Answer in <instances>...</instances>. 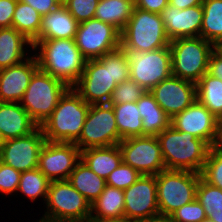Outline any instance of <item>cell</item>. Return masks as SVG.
<instances>
[{"mask_svg":"<svg viewBox=\"0 0 222 222\" xmlns=\"http://www.w3.org/2000/svg\"><path fill=\"white\" fill-rule=\"evenodd\" d=\"M129 59L121 48L97 59H88L72 87L87 104H108L113 90L129 79Z\"/></svg>","mask_w":222,"mask_h":222,"instance_id":"6da1fadb","label":"cell"},{"mask_svg":"<svg viewBox=\"0 0 222 222\" xmlns=\"http://www.w3.org/2000/svg\"><path fill=\"white\" fill-rule=\"evenodd\" d=\"M40 48V49H39ZM38 67L54 78L73 87L82 75L87 59L76 46L75 39L37 40L32 47Z\"/></svg>","mask_w":222,"mask_h":222,"instance_id":"7a4b0ae2","label":"cell"},{"mask_svg":"<svg viewBox=\"0 0 222 222\" xmlns=\"http://www.w3.org/2000/svg\"><path fill=\"white\" fill-rule=\"evenodd\" d=\"M166 169L201 173L211 146L169 126L157 136Z\"/></svg>","mask_w":222,"mask_h":222,"instance_id":"3957f363","label":"cell"},{"mask_svg":"<svg viewBox=\"0 0 222 222\" xmlns=\"http://www.w3.org/2000/svg\"><path fill=\"white\" fill-rule=\"evenodd\" d=\"M90 104L70 87L52 114L40 125L48 142L74 143L80 136Z\"/></svg>","mask_w":222,"mask_h":222,"instance_id":"277c9868","label":"cell"},{"mask_svg":"<svg viewBox=\"0 0 222 222\" xmlns=\"http://www.w3.org/2000/svg\"><path fill=\"white\" fill-rule=\"evenodd\" d=\"M170 44L161 15L134 7L125 28L120 32V48L148 52Z\"/></svg>","mask_w":222,"mask_h":222,"instance_id":"5b68a950","label":"cell"},{"mask_svg":"<svg viewBox=\"0 0 222 222\" xmlns=\"http://www.w3.org/2000/svg\"><path fill=\"white\" fill-rule=\"evenodd\" d=\"M172 75L197 84L208 72L209 58L216 48L200 36L170 41Z\"/></svg>","mask_w":222,"mask_h":222,"instance_id":"8992f818","label":"cell"},{"mask_svg":"<svg viewBox=\"0 0 222 222\" xmlns=\"http://www.w3.org/2000/svg\"><path fill=\"white\" fill-rule=\"evenodd\" d=\"M69 88L65 82L38 69L19 103L40 126L52 114Z\"/></svg>","mask_w":222,"mask_h":222,"instance_id":"52a82bcc","label":"cell"},{"mask_svg":"<svg viewBox=\"0 0 222 222\" xmlns=\"http://www.w3.org/2000/svg\"><path fill=\"white\" fill-rule=\"evenodd\" d=\"M47 211L42 222L88 221L91 204L68 180L51 181L46 198Z\"/></svg>","mask_w":222,"mask_h":222,"instance_id":"ba28073f","label":"cell"},{"mask_svg":"<svg viewBox=\"0 0 222 222\" xmlns=\"http://www.w3.org/2000/svg\"><path fill=\"white\" fill-rule=\"evenodd\" d=\"M200 173L165 169L156 175L159 213L171 215L196 198Z\"/></svg>","mask_w":222,"mask_h":222,"instance_id":"9c48e42d","label":"cell"},{"mask_svg":"<svg viewBox=\"0 0 222 222\" xmlns=\"http://www.w3.org/2000/svg\"><path fill=\"white\" fill-rule=\"evenodd\" d=\"M120 141L112 105L91 104L75 145L82 151L87 148L118 145Z\"/></svg>","mask_w":222,"mask_h":222,"instance_id":"30bf717a","label":"cell"},{"mask_svg":"<svg viewBox=\"0 0 222 222\" xmlns=\"http://www.w3.org/2000/svg\"><path fill=\"white\" fill-rule=\"evenodd\" d=\"M124 51L129 59V79L137 82L146 91L172 76L169 46L148 52Z\"/></svg>","mask_w":222,"mask_h":222,"instance_id":"8fae6325","label":"cell"},{"mask_svg":"<svg viewBox=\"0 0 222 222\" xmlns=\"http://www.w3.org/2000/svg\"><path fill=\"white\" fill-rule=\"evenodd\" d=\"M75 42L87 60L97 59L120 49V31L109 23L93 18L79 23Z\"/></svg>","mask_w":222,"mask_h":222,"instance_id":"7c38bea8","label":"cell"},{"mask_svg":"<svg viewBox=\"0 0 222 222\" xmlns=\"http://www.w3.org/2000/svg\"><path fill=\"white\" fill-rule=\"evenodd\" d=\"M122 162L141 175H157L165 170L161 148L156 136H138L119 142Z\"/></svg>","mask_w":222,"mask_h":222,"instance_id":"4fadbf2b","label":"cell"},{"mask_svg":"<svg viewBox=\"0 0 222 222\" xmlns=\"http://www.w3.org/2000/svg\"><path fill=\"white\" fill-rule=\"evenodd\" d=\"M45 142L40 126L28 135L4 140L0 148V161L21 173L36 169Z\"/></svg>","mask_w":222,"mask_h":222,"instance_id":"5bb4252c","label":"cell"},{"mask_svg":"<svg viewBox=\"0 0 222 222\" xmlns=\"http://www.w3.org/2000/svg\"><path fill=\"white\" fill-rule=\"evenodd\" d=\"M81 161V150L75 143L48 142L43 145L37 168L50 180H67Z\"/></svg>","mask_w":222,"mask_h":222,"instance_id":"9a60e30c","label":"cell"},{"mask_svg":"<svg viewBox=\"0 0 222 222\" xmlns=\"http://www.w3.org/2000/svg\"><path fill=\"white\" fill-rule=\"evenodd\" d=\"M126 222H137L158 215L156 175H141L124 190Z\"/></svg>","mask_w":222,"mask_h":222,"instance_id":"2e32d148","label":"cell"},{"mask_svg":"<svg viewBox=\"0 0 222 222\" xmlns=\"http://www.w3.org/2000/svg\"><path fill=\"white\" fill-rule=\"evenodd\" d=\"M171 126L206 141L211 147L217 142L218 118L197 99L171 118Z\"/></svg>","mask_w":222,"mask_h":222,"instance_id":"e0dca14e","label":"cell"},{"mask_svg":"<svg viewBox=\"0 0 222 222\" xmlns=\"http://www.w3.org/2000/svg\"><path fill=\"white\" fill-rule=\"evenodd\" d=\"M150 93L171 118L197 99L196 84L173 75L154 86Z\"/></svg>","mask_w":222,"mask_h":222,"instance_id":"ac0fdd59","label":"cell"},{"mask_svg":"<svg viewBox=\"0 0 222 222\" xmlns=\"http://www.w3.org/2000/svg\"><path fill=\"white\" fill-rule=\"evenodd\" d=\"M168 38L200 36L203 6L197 5L186 9H178L167 5L160 13Z\"/></svg>","mask_w":222,"mask_h":222,"instance_id":"d6986e66","label":"cell"},{"mask_svg":"<svg viewBox=\"0 0 222 222\" xmlns=\"http://www.w3.org/2000/svg\"><path fill=\"white\" fill-rule=\"evenodd\" d=\"M39 69L36 56L0 70V102H20L33 74Z\"/></svg>","mask_w":222,"mask_h":222,"instance_id":"ffe728a7","label":"cell"},{"mask_svg":"<svg viewBox=\"0 0 222 222\" xmlns=\"http://www.w3.org/2000/svg\"><path fill=\"white\" fill-rule=\"evenodd\" d=\"M38 125L18 102H0V133L4 140L22 137Z\"/></svg>","mask_w":222,"mask_h":222,"instance_id":"44dd1931","label":"cell"},{"mask_svg":"<svg viewBox=\"0 0 222 222\" xmlns=\"http://www.w3.org/2000/svg\"><path fill=\"white\" fill-rule=\"evenodd\" d=\"M79 22L61 4L42 16L38 40L75 39Z\"/></svg>","mask_w":222,"mask_h":222,"instance_id":"7402d4cb","label":"cell"},{"mask_svg":"<svg viewBox=\"0 0 222 222\" xmlns=\"http://www.w3.org/2000/svg\"><path fill=\"white\" fill-rule=\"evenodd\" d=\"M124 204V190L106 185L101 195L91 204L89 220L124 221Z\"/></svg>","mask_w":222,"mask_h":222,"instance_id":"603a6c76","label":"cell"},{"mask_svg":"<svg viewBox=\"0 0 222 222\" xmlns=\"http://www.w3.org/2000/svg\"><path fill=\"white\" fill-rule=\"evenodd\" d=\"M81 161L106 180L122 162V154L119 145L87 148L81 151Z\"/></svg>","mask_w":222,"mask_h":222,"instance_id":"cb8c5ba5","label":"cell"},{"mask_svg":"<svg viewBox=\"0 0 222 222\" xmlns=\"http://www.w3.org/2000/svg\"><path fill=\"white\" fill-rule=\"evenodd\" d=\"M33 47L24 35L15 28H0V70L23 62L26 57L25 45Z\"/></svg>","mask_w":222,"mask_h":222,"instance_id":"d4e9b609","label":"cell"},{"mask_svg":"<svg viewBox=\"0 0 222 222\" xmlns=\"http://www.w3.org/2000/svg\"><path fill=\"white\" fill-rule=\"evenodd\" d=\"M137 106L143 122V136H157L171 125V117L155 101L150 91L137 100Z\"/></svg>","mask_w":222,"mask_h":222,"instance_id":"484cf974","label":"cell"},{"mask_svg":"<svg viewBox=\"0 0 222 222\" xmlns=\"http://www.w3.org/2000/svg\"><path fill=\"white\" fill-rule=\"evenodd\" d=\"M68 182L92 204L106 187V180L99 177L80 161L68 177Z\"/></svg>","mask_w":222,"mask_h":222,"instance_id":"4316f807","label":"cell"},{"mask_svg":"<svg viewBox=\"0 0 222 222\" xmlns=\"http://www.w3.org/2000/svg\"><path fill=\"white\" fill-rule=\"evenodd\" d=\"M112 105L121 141L131 137L143 136V122L137 101Z\"/></svg>","mask_w":222,"mask_h":222,"instance_id":"83f0119b","label":"cell"},{"mask_svg":"<svg viewBox=\"0 0 222 222\" xmlns=\"http://www.w3.org/2000/svg\"><path fill=\"white\" fill-rule=\"evenodd\" d=\"M200 37L215 47L222 44V0H203Z\"/></svg>","mask_w":222,"mask_h":222,"instance_id":"f1b7e54d","label":"cell"},{"mask_svg":"<svg viewBox=\"0 0 222 222\" xmlns=\"http://www.w3.org/2000/svg\"><path fill=\"white\" fill-rule=\"evenodd\" d=\"M133 9L134 5L124 0H99L94 18L113 25L121 32Z\"/></svg>","mask_w":222,"mask_h":222,"instance_id":"f546056e","label":"cell"},{"mask_svg":"<svg viewBox=\"0 0 222 222\" xmlns=\"http://www.w3.org/2000/svg\"><path fill=\"white\" fill-rule=\"evenodd\" d=\"M196 96L216 118L222 116V80L205 73L196 84Z\"/></svg>","mask_w":222,"mask_h":222,"instance_id":"4dcf8cb0","label":"cell"},{"mask_svg":"<svg viewBox=\"0 0 222 222\" xmlns=\"http://www.w3.org/2000/svg\"><path fill=\"white\" fill-rule=\"evenodd\" d=\"M42 16L31 5L17 1L11 27L24 35L32 44L38 38L41 28Z\"/></svg>","mask_w":222,"mask_h":222,"instance_id":"1f68e13d","label":"cell"},{"mask_svg":"<svg viewBox=\"0 0 222 222\" xmlns=\"http://www.w3.org/2000/svg\"><path fill=\"white\" fill-rule=\"evenodd\" d=\"M196 198L209 219L214 222H222V190L220 188L212 186L200 178L196 188Z\"/></svg>","mask_w":222,"mask_h":222,"instance_id":"d6a6232c","label":"cell"},{"mask_svg":"<svg viewBox=\"0 0 222 222\" xmlns=\"http://www.w3.org/2000/svg\"><path fill=\"white\" fill-rule=\"evenodd\" d=\"M50 183L51 181L36 168L21 173L17 192L20 191L31 201L39 197L46 201Z\"/></svg>","mask_w":222,"mask_h":222,"instance_id":"836d02e7","label":"cell"},{"mask_svg":"<svg viewBox=\"0 0 222 222\" xmlns=\"http://www.w3.org/2000/svg\"><path fill=\"white\" fill-rule=\"evenodd\" d=\"M201 178L212 186L222 190V150L215 145L209 150L201 171Z\"/></svg>","mask_w":222,"mask_h":222,"instance_id":"e575fe53","label":"cell"},{"mask_svg":"<svg viewBox=\"0 0 222 222\" xmlns=\"http://www.w3.org/2000/svg\"><path fill=\"white\" fill-rule=\"evenodd\" d=\"M147 91L137 82L128 79L117 84L113 90L111 99L108 104H123L127 102H136Z\"/></svg>","mask_w":222,"mask_h":222,"instance_id":"d590c367","label":"cell"},{"mask_svg":"<svg viewBox=\"0 0 222 222\" xmlns=\"http://www.w3.org/2000/svg\"><path fill=\"white\" fill-rule=\"evenodd\" d=\"M141 174L130 165L123 162L113 170L106 179V184L121 190L129 188L134 184Z\"/></svg>","mask_w":222,"mask_h":222,"instance_id":"8d00e7d4","label":"cell"},{"mask_svg":"<svg viewBox=\"0 0 222 222\" xmlns=\"http://www.w3.org/2000/svg\"><path fill=\"white\" fill-rule=\"evenodd\" d=\"M99 0H63L62 4L79 22L94 18Z\"/></svg>","mask_w":222,"mask_h":222,"instance_id":"74e56055","label":"cell"},{"mask_svg":"<svg viewBox=\"0 0 222 222\" xmlns=\"http://www.w3.org/2000/svg\"><path fill=\"white\" fill-rule=\"evenodd\" d=\"M170 216L174 222H201L207 217L197 198L178 208Z\"/></svg>","mask_w":222,"mask_h":222,"instance_id":"f35d334b","label":"cell"},{"mask_svg":"<svg viewBox=\"0 0 222 222\" xmlns=\"http://www.w3.org/2000/svg\"><path fill=\"white\" fill-rule=\"evenodd\" d=\"M21 172L0 161V192L10 195L17 193Z\"/></svg>","mask_w":222,"mask_h":222,"instance_id":"ab89813d","label":"cell"},{"mask_svg":"<svg viewBox=\"0 0 222 222\" xmlns=\"http://www.w3.org/2000/svg\"><path fill=\"white\" fill-rule=\"evenodd\" d=\"M18 0H0V28H10Z\"/></svg>","mask_w":222,"mask_h":222,"instance_id":"60d3db41","label":"cell"},{"mask_svg":"<svg viewBox=\"0 0 222 222\" xmlns=\"http://www.w3.org/2000/svg\"><path fill=\"white\" fill-rule=\"evenodd\" d=\"M31 5L41 16L48 15L62 4V0H19Z\"/></svg>","mask_w":222,"mask_h":222,"instance_id":"b9f144b4","label":"cell"},{"mask_svg":"<svg viewBox=\"0 0 222 222\" xmlns=\"http://www.w3.org/2000/svg\"><path fill=\"white\" fill-rule=\"evenodd\" d=\"M208 73L222 80V51L218 47L210 55Z\"/></svg>","mask_w":222,"mask_h":222,"instance_id":"7bdbcfd3","label":"cell"},{"mask_svg":"<svg viewBox=\"0 0 222 222\" xmlns=\"http://www.w3.org/2000/svg\"><path fill=\"white\" fill-rule=\"evenodd\" d=\"M168 5V0H137L134 7L160 14Z\"/></svg>","mask_w":222,"mask_h":222,"instance_id":"ee69618b","label":"cell"},{"mask_svg":"<svg viewBox=\"0 0 222 222\" xmlns=\"http://www.w3.org/2000/svg\"><path fill=\"white\" fill-rule=\"evenodd\" d=\"M203 0H168V4L178 9H186L197 5H202Z\"/></svg>","mask_w":222,"mask_h":222,"instance_id":"f6af8a7d","label":"cell"},{"mask_svg":"<svg viewBox=\"0 0 222 222\" xmlns=\"http://www.w3.org/2000/svg\"><path fill=\"white\" fill-rule=\"evenodd\" d=\"M137 222H174V221L172 220L171 216H169V215L158 214V215L152 216L148 219L140 220Z\"/></svg>","mask_w":222,"mask_h":222,"instance_id":"bcb514c9","label":"cell"},{"mask_svg":"<svg viewBox=\"0 0 222 222\" xmlns=\"http://www.w3.org/2000/svg\"><path fill=\"white\" fill-rule=\"evenodd\" d=\"M215 146L222 150V124H219L218 138Z\"/></svg>","mask_w":222,"mask_h":222,"instance_id":"7dc6e473","label":"cell"},{"mask_svg":"<svg viewBox=\"0 0 222 222\" xmlns=\"http://www.w3.org/2000/svg\"><path fill=\"white\" fill-rule=\"evenodd\" d=\"M89 222H126L124 221H93V220H89Z\"/></svg>","mask_w":222,"mask_h":222,"instance_id":"c3c4849f","label":"cell"},{"mask_svg":"<svg viewBox=\"0 0 222 222\" xmlns=\"http://www.w3.org/2000/svg\"><path fill=\"white\" fill-rule=\"evenodd\" d=\"M124 1L130 2V3L133 4L134 6H135V4H136V2H137V0H124Z\"/></svg>","mask_w":222,"mask_h":222,"instance_id":"681fc988","label":"cell"},{"mask_svg":"<svg viewBox=\"0 0 222 222\" xmlns=\"http://www.w3.org/2000/svg\"><path fill=\"white\" fill-rule=\"evenodd\" d=\"M201 222H214L211 219H209L208 217H206L204 220H202Z\"/></svg>","mask_w":222,"mask_h":222,"instance_id":"f907efd6","label":"cell"},{"mask_svg":"<svg viewBox=\"0 0 222 222\" xmlns=\"http://www.w3.org/2000/svg\"><path fill=\"white\" fill-rule=\"evenodd\" d=\"M3 143H4V139L2 138L1 133H0V148H1Z\"/></svg>","mask_w":222,"mask_h":222,"instance_id":"816d5d0a","label":"cell"},{"mask_svg":"<svg viewBox=\"0 0 222 222\" xmlns=\"http://www.w3.org/2000/svg\"><path fill=\"white\" fill-rule=\"evenodd\" d=\"M218 123L222 124V116L218 119Z\"/></svg>","mask_w":222,"mask_h":222,"instance_id":"f5cc1de1","label":"cell"},{"mask_svg":"<svg viewBox=\"0 0 222 222\" xmlns=\"http://www.w3.org/2000/svg\"><path fill=\"white\" fill-rule=\"evenodd\" d=\"M71 222H89V220L88 221H71Z\"/></svg>","mask_w":222,"mask_h":222,"instance_id":"db71d44e","label":"cell"},{"mask_svg":"<svg viewBox=\"0 0 222 222\" xmlns=\"http://www.w3.org/2000/svg\"><path fill=\"white\" fill-rule=\"evenodd\" d=\"M218 48L222 51V44L218 46Z\"/></svg>","mask_w":222,"mask_h":222,"instance_id":"11a10c76","label":"cell"}]
</instances>
